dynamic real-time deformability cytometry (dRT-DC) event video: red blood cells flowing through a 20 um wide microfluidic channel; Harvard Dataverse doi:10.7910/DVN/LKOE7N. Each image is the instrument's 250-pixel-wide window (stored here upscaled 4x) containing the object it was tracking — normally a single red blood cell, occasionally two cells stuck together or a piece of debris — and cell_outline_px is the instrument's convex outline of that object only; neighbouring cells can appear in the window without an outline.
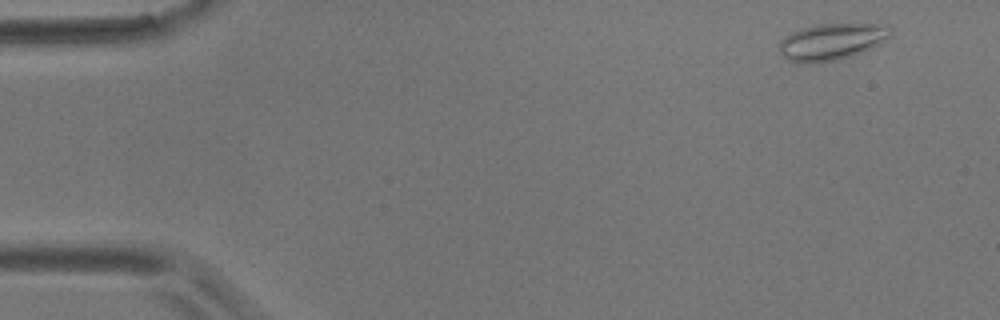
{"species": "common noctule bat (a hibernating species)", "species_latin": "Nyctalus noctula", "temperature_condition": "room temperature", "stored_images_in_passage": 6, "camera_frame_rate_fps": 3000, "um_per_image_px": 0.085, "animal": {"sex": "male", "body_mass_g": 17.9}, "frame": {"image": 1, "passage_image": 1, "time_ms": 0.0, "image_size_px": [1000, 320], "cell_outline_px": [[892, 32], [880, 44], [860, 52], [848, 56], [832, 60], [808, 64], [788, 60], [780, 52], [780, 40], [792, 32], [800, 28], [816, 24], [888, 24], [892, 28]], "centroid_in_image_um": [70.69, 3.52], "position_along_channel_um": 14.3, "area_um2": 23.47}}
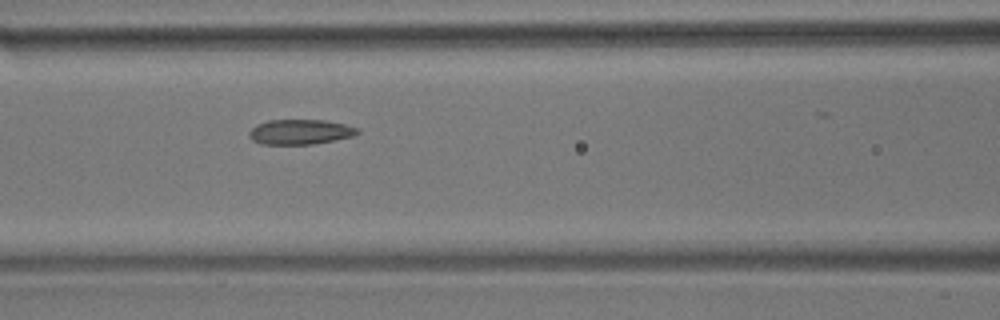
{"frame": {"image": 2, "passage_image": 6, "time_ms": 6.667, "image_size_px": [1000, 320], "cell_outline_px": [[360, 132], [356, 136], [312, 144], [260, 144], [252, 140], [248, 136], [248, 132], [256, 124], [268, 120], [324, 120], [344, 124], [360, 128]], "centroid_in_image_um": [25.52, 11.21], "position_along_channel_um": 141.1, "area_um2": 15.95}}